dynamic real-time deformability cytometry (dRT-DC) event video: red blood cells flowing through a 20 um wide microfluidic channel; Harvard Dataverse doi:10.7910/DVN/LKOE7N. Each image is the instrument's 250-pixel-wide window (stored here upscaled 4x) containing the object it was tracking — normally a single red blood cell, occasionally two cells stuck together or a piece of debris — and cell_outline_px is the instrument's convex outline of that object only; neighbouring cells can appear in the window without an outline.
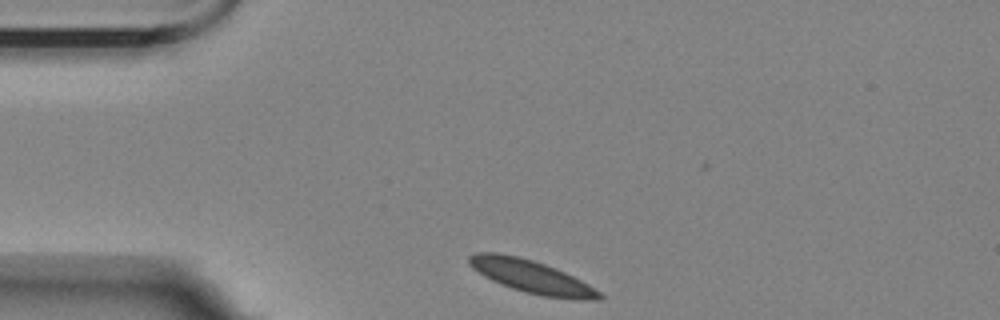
{"species": "Egyptian fruit bat (a non-hibernating species)", "species_latin": "Rousettus aegyptiacus", "temperature_condition": "room temperature", "stored_images_in_passage": 2, "camera_frame_rate_fps": 3000, "um_per_image_px": 0.085, "animal": {"sex": "female"}, "frame": {"image": 1, "passage_image": 1, "time_ms": 0.0, "image_size_px": [1000, 320], "cell_outline_px": [[604, 296], [600, 300], [580, 300], [544, 296], [524, 292], [512, 288], [492, 280], [484, 276], [472, 268], [468, 264], [468, 256], [476, 252], [496, 252], [516, 256], [532, 260], [556, 268], [588, 284], [600, 292]], "centroid_in_image_um": [45.16, 23.51], "position_along_channel_um": 39.8, "area_um2": 24.8}}